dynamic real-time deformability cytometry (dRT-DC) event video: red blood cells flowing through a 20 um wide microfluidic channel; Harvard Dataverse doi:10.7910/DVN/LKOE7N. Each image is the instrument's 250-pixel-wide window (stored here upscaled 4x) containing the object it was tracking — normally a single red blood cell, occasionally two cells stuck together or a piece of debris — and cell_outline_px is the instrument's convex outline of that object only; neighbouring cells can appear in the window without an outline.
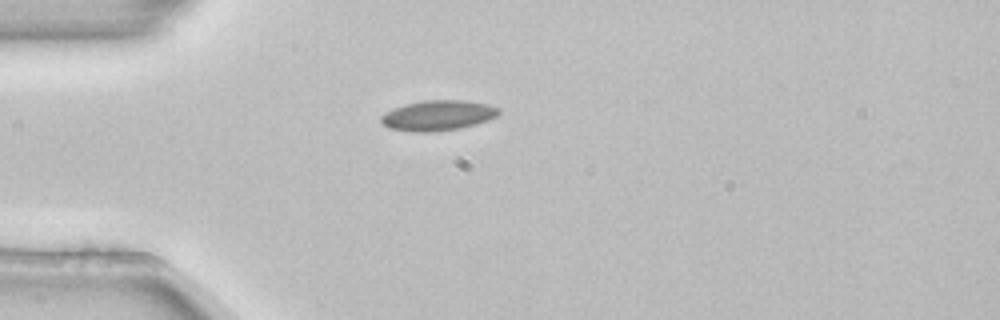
{"species": "common noctule bat (a hibernating species)", "species_latin": "Nyctalus noctula", "temperature_condition": "room temperature", "stored_images_in_passage": 2, "camera_frame_rate_fps": 3000, "um_per_image_px": 0.085, "animal": {"sex": "female", "body_mass_g": 22.7, "forearm_length_mm": 54.2}, "frame": {"image": 1, "passage_image": 2, "time_ms": 0.333, "image_size_px": [1000, 320], "cell_outline_px": [[500, 112], [496, 116], [488, 120], [476, 124], [460, 128], [436, 132], [412, 132], [388, 128], [380, 120], [380, 116], [384, 112], [404, 104], [428, 100], [464, 100], [488, 104], [500, 108]], "centroid_in_image_um": [37.21, 9.82], "position_along_channel_um": 47.8, "area_um2": 20.92}}